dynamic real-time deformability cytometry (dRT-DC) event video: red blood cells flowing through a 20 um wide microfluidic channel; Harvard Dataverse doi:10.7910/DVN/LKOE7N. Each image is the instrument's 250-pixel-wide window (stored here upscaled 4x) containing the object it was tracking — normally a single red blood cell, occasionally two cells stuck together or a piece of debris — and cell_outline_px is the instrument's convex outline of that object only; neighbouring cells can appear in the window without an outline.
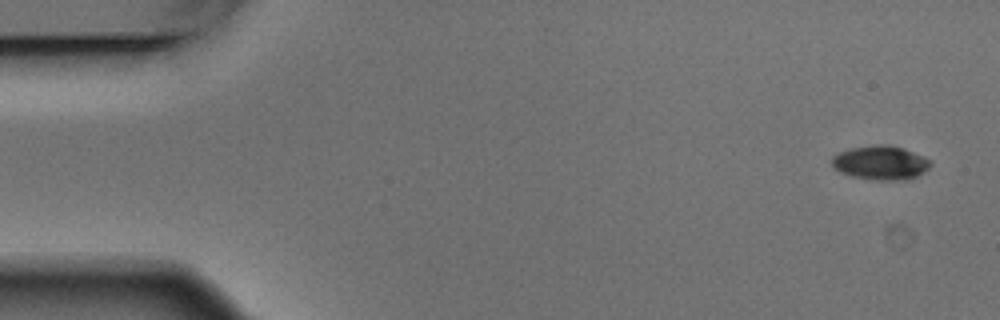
{"species": "Egyptian fruit bat (a non-hibernating species)", "species_latin": "Rousettus aegyptiacus", "temperature_condition": "warm", "stored_images_in_passage": 5, "camera_frame_rate_fps": 3000, "um_per_image_px": 0.085, "animal": {"sex": "male"}, "frame": {"image": 1, "passage_image": 1, "time_ms": 0.0, "image_size_px": [1000, 320], "cell_outline_px": [[932, 164], [924, 172], [916, 176], [904, 180], [880, 180], [852, 176], [840, 172], [832, 164], [832, 156], [840, 152], [852, 148], [876, 144], [888, 144], [904, 148], [924, 156]], "centroid_in_image_um": [74.87, 13.82], "position_along_channel_um": 10.1, "area_um2": 19.42}}
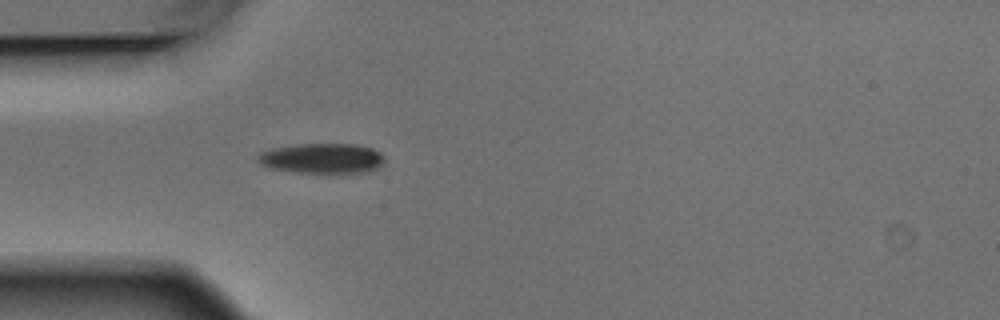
{"frame": {"image": 2, "passage_image": 5, "time_ms": 1.333, "image_size_px": [1000, 320], "cell_outline_px": [[384, 164], [368, 172], [296, 172], [272, 168], [260, 164], [256, 160], [256, 156], [260, 152], [272, 148], [300, 144], [356, 144], [372, 148], [380, 152], [384, 156]], "centroid_in_image_um": [27.38, 13.45], "position_along_channel_um": 57.6, "area_um2": 22.2}}